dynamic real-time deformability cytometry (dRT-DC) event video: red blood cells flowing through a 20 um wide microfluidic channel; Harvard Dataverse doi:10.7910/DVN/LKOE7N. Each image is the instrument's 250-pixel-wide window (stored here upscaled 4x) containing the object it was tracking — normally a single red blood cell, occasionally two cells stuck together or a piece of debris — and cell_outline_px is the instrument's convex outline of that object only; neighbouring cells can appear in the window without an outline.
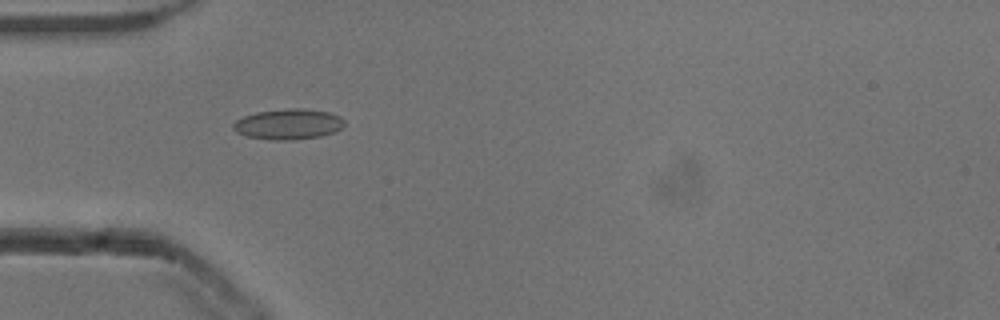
{"species": "common noctule bat (a hibernating species)", "species_latin": "Nyctalus noctula", "temperature_condition": "cold", "stored_images_in_passage": 40, "camera_frame_rate_fps": 3000, "um_per_image_px": 0.085, "animal": {"sex": "male", "body_mass_g": 13.3}, "frame": {"image": 1, "passage_image": 3, "time_ms": 0.667, "image_size_px": [1000, 320], "cell_outline_px": [[344, 124], [340, 128], [332, 132], [320, 136], [292, 140], [272, 140], [248, 136], [236, 132], [232, 128], [232, 124], [236, 120], [244, 116], [256, 112], [288, 108], [304, 108], [328, 112], [340, 116], [344, 120]], "centroid_in_image_um": [24.48, 10.54], "position_along_channel_um": 60.5, "area_um2": 19.71}}
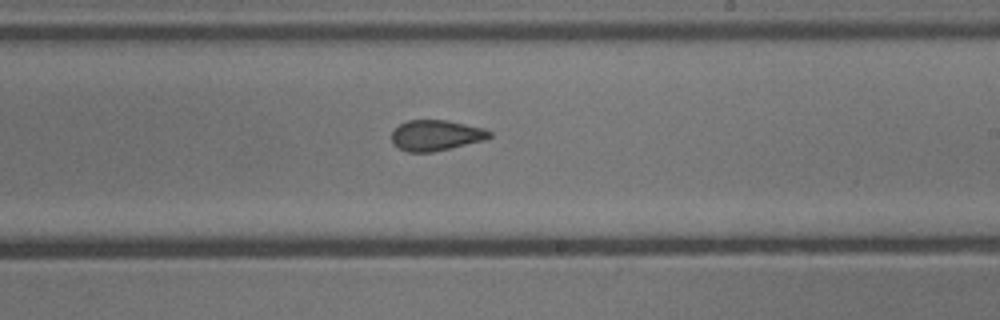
{"frame": {"image": 2, "passage_image": 18, "time_ms": 5.667, "image_size_px": [1000, 320], "cell_outline_px": [[492, 136], [484, 140], [432, 152], [408, 152], [392, 144], [392, 132], [400, 124], [408, 120], [448, 120], [484, 128], [492, 132]], "centroid_in_image_um": [37.06, 11.5], "position_along_channel_um": 251.9, "area_um2": 17.4}}
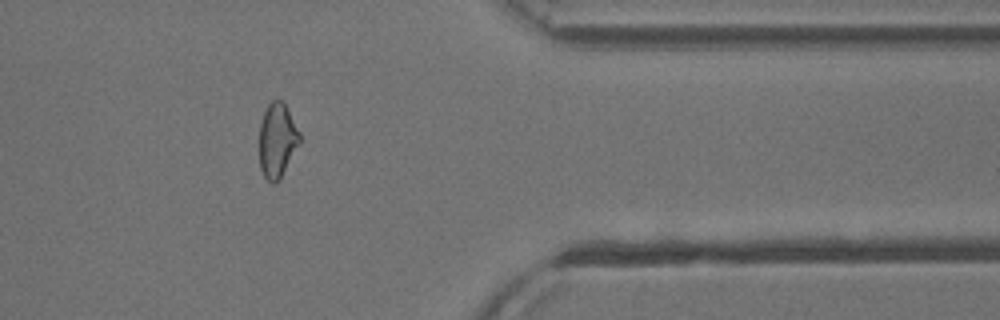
{"frame": {"image": 3, "passage_image": 30, "time_ms": 9.667, "image_size_px": [1000, 320], "cell_outline_px": [[300, 144], [280, 176], [272, 184], [264, 176], [260, 168], [260, 124], [264, 112], [268, 104], [272, 100], [280, 100], [284, 104], [300, 132]], "centroid_in_image_um": [23.56, 11.9], "position_along_channel_um": 387.8, "area_um2": 17.05}, "authors_computed_cell_mechanics": {"area_um2": 18.207, "velocity_mm_per_s": 3.8627, "shape_relaxation_time_tau1_ms": 11.0381, "shape_relaxation_time_tau2_ms": 1.6355, "deformation_change_tau1": 0.1596, "deformation_change_tau2": 0.052}}